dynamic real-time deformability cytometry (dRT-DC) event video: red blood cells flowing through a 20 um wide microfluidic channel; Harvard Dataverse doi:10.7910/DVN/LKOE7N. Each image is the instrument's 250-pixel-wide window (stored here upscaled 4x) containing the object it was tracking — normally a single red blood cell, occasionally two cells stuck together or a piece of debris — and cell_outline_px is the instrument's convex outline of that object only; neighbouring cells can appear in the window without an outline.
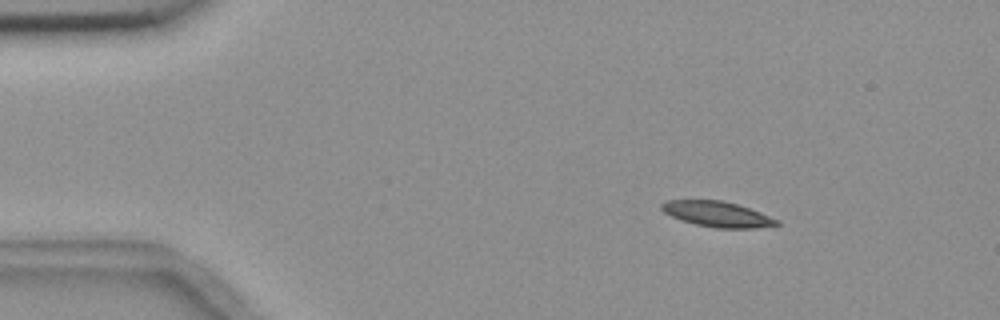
{"species": "common noctule bat (a hibernating species)", "species_latin": "Nyctalus noctula", "temperature_condition": "room temperature", "stored_images_in_passage": 4, "camera_frame_rate_fps": 3000, "um_per_image_px": 0.085, "animal": {"sex": "female", "body_mass_g": 18.4}, "frame": {"image": 1, "passage_image": 1, "time_ms": 0.0, "image_size_px": [1000, 320], "cell_outline_px": [[780, 224], [756, 228], [716, 228], [696, 224], [680, 220], [664, 212], [660, 208], [660, 204], [668, 200], [724, 200], [760, 212], [780, 220]], "centroid_in_image_um": [60.97, 18.2], "position_along_channel_um": 24.0, "area_um2": 17.05}}